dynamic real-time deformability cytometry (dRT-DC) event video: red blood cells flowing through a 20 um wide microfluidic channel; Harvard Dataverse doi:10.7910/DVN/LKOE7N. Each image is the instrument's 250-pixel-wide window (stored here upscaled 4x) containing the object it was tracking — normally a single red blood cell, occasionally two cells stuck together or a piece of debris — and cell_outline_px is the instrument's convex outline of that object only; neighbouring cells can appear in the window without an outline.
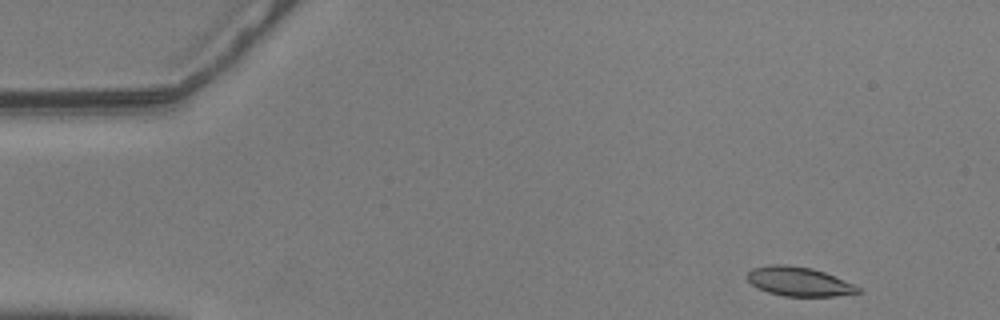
{"species": "common noctule bat (a hibernating species)", "species_latin": "Nyctalus noctula", "temperature_condition": "warm", "stored_images_in_passage": 52, "camera_frame_rate_fps": 3000, "um_per_image_px": 0.085, "animal": {"sex": "male", "body_mass_g": 20.5, "forearm_length_mm": 52.5}, "frame": {"image": 1, "passage_image": 1, "time_ms": 0.0, "image_size_px": [1000, 320], "cell_outline_px": [[860, 292], [836, 296], [784, 296], [768, 292], [756, 288], [744, 276], [752, 268], [772, 264], [784, 264], [812, 268], [824, 272], [852, 284], [860, 288]], "centroid_in_image_um": [67.84, 23.92], "position_along_channel_um": 17.2, "area_um2": 18.73}}
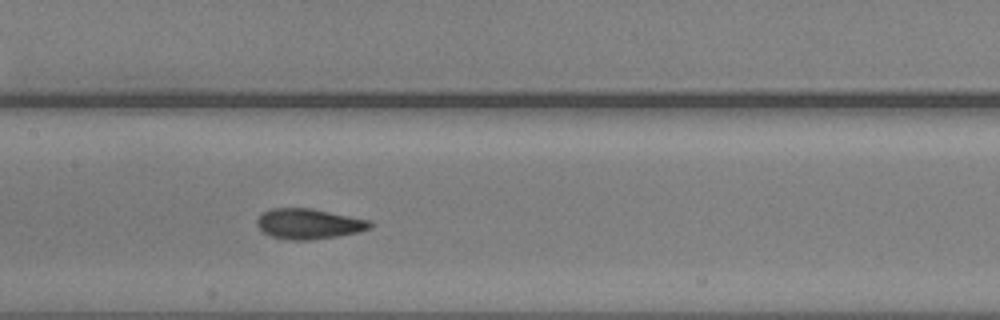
{"frame": {"image": 2, "passage_image": 23, "time_ms": 7.333, "image_size_px": [1000, 320], "cell_outline_px": [[372, 228], [360, 232], [312, 240], [292, 240], [272, 236], [264, 232], [256, 224], [256, 220], [264, 212], [272, 208], [308, 208], [372, 220]], "centroid_in_image_um": [26.29, 19.03], "position_along_channel_um": 181.1, "area_um2": 19.88}}
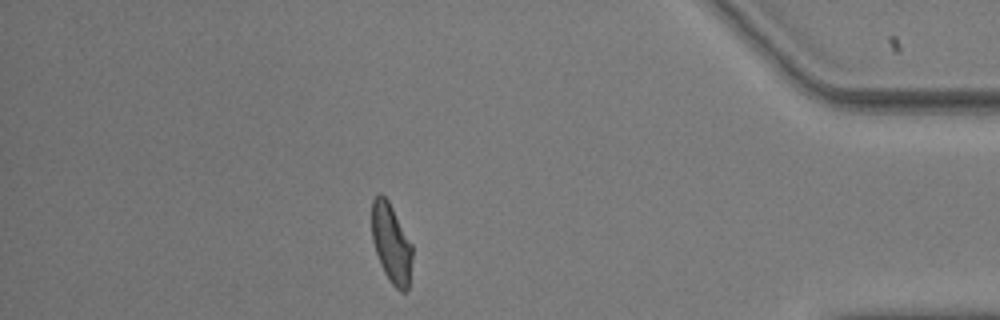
{"frame": {"image": 3, "passage_image": 45, "time_ms": 14.667, "image_size_px": [1000, 320], "cell_outline_px": [[412, 260], [408, 288], [404, 292], [400, 292], [388, 280], [380, 264], [372, 240], [372, 200], [380, 192], [388, 200], [412, 244]], "centroid_in_image_um": [33.26, 20.7], "position_along_channel_um": 401.9, "area_um2": 18.67}, "authors_computed_cell_mechanics": {"area_um2": 19.5653, "velocity_mm_per_s": 3.5753, "shape_relaxation_time_tau1_ms": 5.062, "shape_relaxation_time_tau2_ms": 1.6393, "deformation_change_tau1": 0.194, "deformation_change_tau2": 0.0783}}